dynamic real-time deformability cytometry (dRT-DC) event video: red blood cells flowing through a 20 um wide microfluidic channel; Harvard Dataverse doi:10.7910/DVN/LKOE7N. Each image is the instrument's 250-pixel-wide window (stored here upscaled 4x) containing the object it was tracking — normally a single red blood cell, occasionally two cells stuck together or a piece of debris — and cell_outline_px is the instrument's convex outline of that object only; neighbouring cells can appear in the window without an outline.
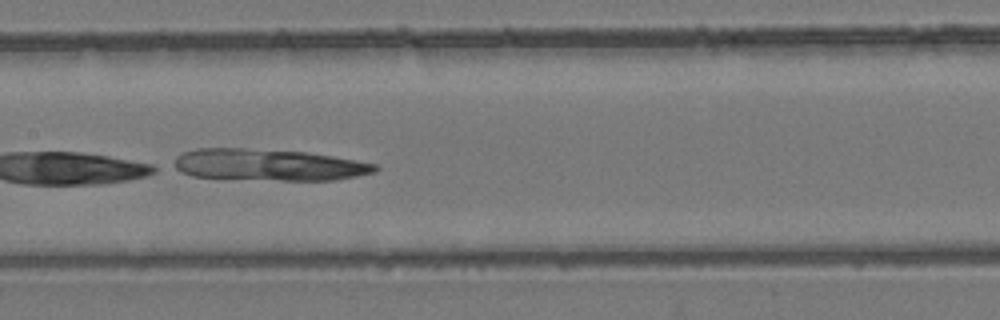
{"species": "common noctule bat (a hibernating species)", "species_latin": "Nyctalus noctula", "temperature_condition": "room temperature", "stored_images_in_passage": 7, "camera_frame_rate_fps": 3000, "um_per_image_px": 0.085, "animal": {"sex": "female", "body_mass_g": 24.6, "forearm_length_mm": 56.2}, "frame": {"image": 1, "passage_image": 7, "time_ms": 7.0, "image_size_px": [1000, 320], "cell_outline_px": [[380, 168], [376, 172], [336, 180], [280, 180], [192, 176], [180, 172], [172, 168], [176, 156], [184, 152], [196, 148], [244, 148], [308, 152], [332, 156], [376, 164]], "centroid_in_image_um": [22.81, 14.0], "position_along_channel_um": 184.6, "area_um2": 37.05}}